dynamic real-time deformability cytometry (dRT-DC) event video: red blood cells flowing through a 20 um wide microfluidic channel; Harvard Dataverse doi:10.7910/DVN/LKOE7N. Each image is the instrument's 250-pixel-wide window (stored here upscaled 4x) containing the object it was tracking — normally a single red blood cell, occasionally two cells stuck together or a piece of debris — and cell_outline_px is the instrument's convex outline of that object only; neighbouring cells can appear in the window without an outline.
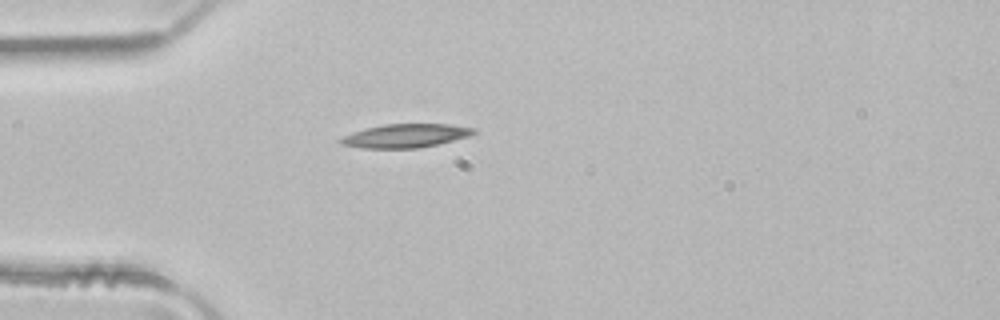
{"species": "common noctule bat (a hibernating species)", "species_latin": "Nyctalus noctula", "temperature_condition": "room temperature", "stored_images_in_passage": 1, "camera_frame_rate_fps": 3000, "um_per_image_px": 0.085, "animal": {"sex": "male", "body_mass_g": 21.5, "forearm_length_mm": 52.0}, "frame": {"image": 1, "passage_image": 1, "time_ms": 0.0, "image_size_px": [1000, 320], "cell_outline_px": [[476, 132], [468, 136], [440, 144], [420, 148], [360, 148], [340, 144], [336, 140], [352, 132], [364, 128], [384, 124], [452, 124], [476, 128]], "centroid_in_image_um": [34.45, 11.54], "position_along_channel_um": 50.5, "area_um2": 18.55}}